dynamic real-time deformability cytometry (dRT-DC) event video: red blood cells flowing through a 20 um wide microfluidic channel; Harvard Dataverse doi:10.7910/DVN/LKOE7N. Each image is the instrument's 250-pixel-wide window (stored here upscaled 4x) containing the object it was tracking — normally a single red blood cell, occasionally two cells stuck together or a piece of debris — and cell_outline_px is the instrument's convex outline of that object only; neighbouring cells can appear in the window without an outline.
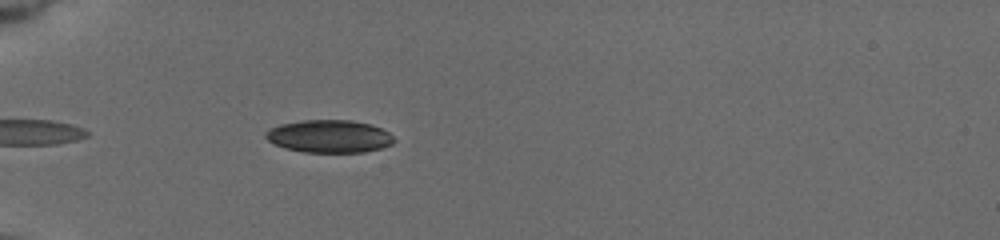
{"species": "common noctule bat (a hibernating species)", "species_latin": "Nyctalus noctula", "temperature_condition": "cold", "stored_images_in_passage": 9, "camera_frame_rate_fps": 3000, "um_per_image_px": 0.085, "animal": {"sex": "female", "body_mass_g": 19.5, "forearm_length_mm": 54.1}, "frame": {"image": 1, "passage_image": 3, "time_ms": 1.0, "image_size_px": [1000, 240], "cell_outline_px": [[396, 140], [392, 144], [380, 148], [364, 152], [304, 152], [284, 148], [268, 140], [264, 136], [264, 132], [280, 124], [304, 120], [352, 120], [368, 124], [380, 128], [388, 132]], "centroid_in_image_um": [27.98, 11.59], "position_along_channel_um": 57.0, "area_um2": 24.33}}
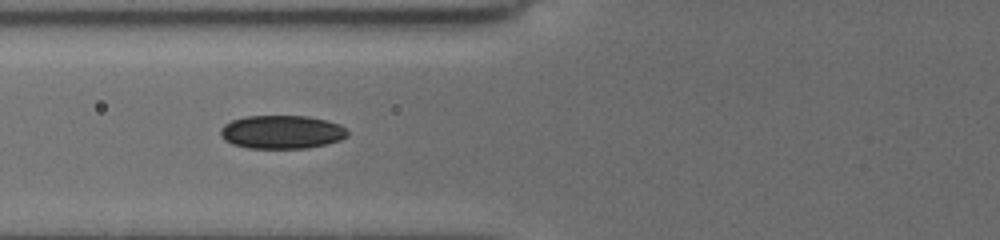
{"frame": {"image": 2, "passage_image": 6, "time_ms": 2.667, "image_size_px": [1000, 240], "cell_outline_px": [[348, 136], [340, 140], [308, 148], [248, 148], [232, 144], [224, 140], [220, 136], [220, 128], [224, 124], [232, 120], [244, 116], [308, 116], [340, 124], [348, 132]], "centroid_in_image_um": [23.91, 11.22], "position_along_channel_um": 101.9, "area_um2": 24.8}}
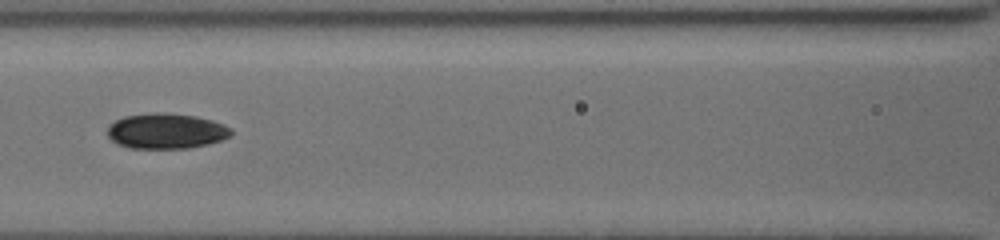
{"frame": {"image": 3, "passage_image": 8, "time_ms": 4.0, "image_size_px": [1000, 240], "cell_outline_px": [[232, 132], [228, 136], [220, 140], [208, 144], [188, 148], [128, 148], [112, 140], [108, 136], [108, 124], [124, 116], [196, 116], [212, 120], [224, 124], [232, 128]], "centroid_in_image_um": [14.14, 11.19], "position_along_channel_um": 152.5, "area_um2": 24.33}}